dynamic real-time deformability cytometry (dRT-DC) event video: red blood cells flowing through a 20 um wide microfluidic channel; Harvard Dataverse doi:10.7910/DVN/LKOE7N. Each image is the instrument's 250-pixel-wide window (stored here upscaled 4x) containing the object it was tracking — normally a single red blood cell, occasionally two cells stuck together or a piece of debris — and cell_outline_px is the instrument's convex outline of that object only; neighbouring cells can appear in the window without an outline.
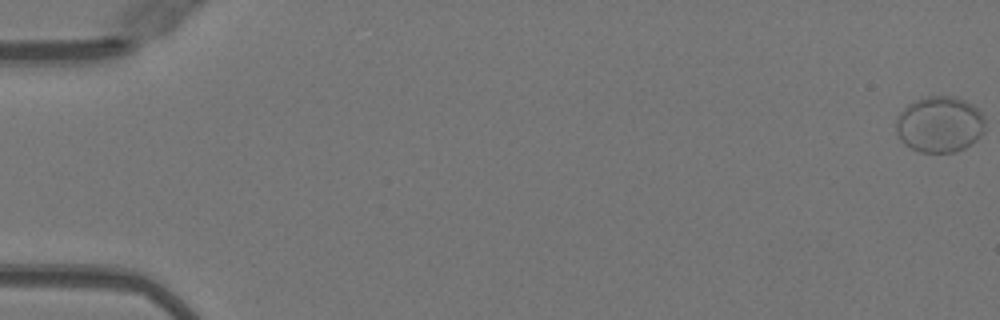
{"species": "Egyptian fruit bat (a non-hibernating species)", "species_latin": "Rousettus aegyptiacus", "temperature_condition": "warm", "stored_images_in_passage": 7, "camera_frame_rate_fps": 3000, "um_per_image_px": 0.085, "animal": {"sex": "female"}, "frame": {"image": 1, "passage_image": 1, "time_ms": 0.0, "image_size_px": [1000, 320], "cell_outline_px": [[984, 132], [976, 140], [964, 148], [956, 152], [920, 152], [904, 144], [900, 140], [896, 132], [896, 120], [900, 112], [908, 104], [924, 96], [956, 96], [972, 104], [984, 116]], "centroid_in_image_um": [79.86, 10.56], "position_along_channel_um": 5.1, "area_um2": 29.25}}